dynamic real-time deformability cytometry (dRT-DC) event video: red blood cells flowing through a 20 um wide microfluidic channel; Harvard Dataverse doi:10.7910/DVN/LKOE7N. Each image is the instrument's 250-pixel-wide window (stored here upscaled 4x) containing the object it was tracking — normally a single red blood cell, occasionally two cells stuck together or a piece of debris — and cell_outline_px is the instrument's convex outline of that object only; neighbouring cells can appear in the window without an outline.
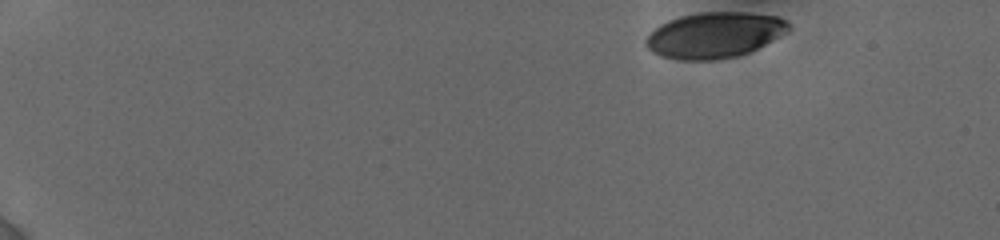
{"species": "human", "species_latin": "Homo sapiens", "temperature_condition": "cold", "stored_images_in_passage": 19, "camera_frame_rate_fps": 3000, "um_per_image_px": 0.085, "donor": {"sex": "female"}, "frame": {"image": 1, "passage_image": 1, "time_ms": 0.0, "image_size_px": [1000, 240], "cell_outline_px": [[792, 28], [788, 32], [740, 56], [712, 60], [680, 60], [660, 56], [652, 52], [644, 44], [644, 40], [660, 24], [668, 20], [680, 16], [700, 12], [748, 12], [780, 16], [788, 20], [792, 24]], "centroid_in_image_um": [60.76, 2.97], "position_along_channel_um": 24.2, "area_um2": 38.38}}
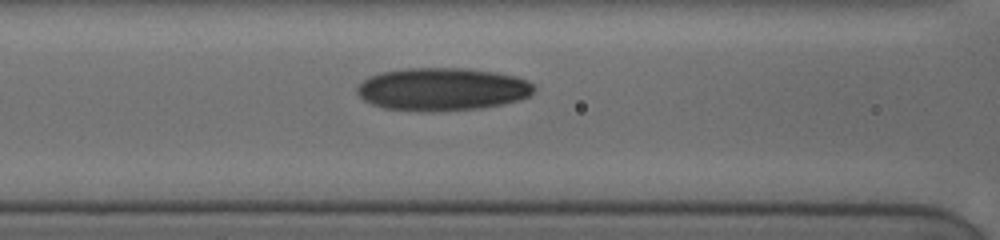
{"frame": {"image": 2, "passage_image": 14, "time_ms": 6.333, "image_size_px": [1000, 240], "cell_outline_px": [[536, 92], [520, 100], [504, 104], [480, 108], [432, 112], [424, 112], [384, 108], [372, 104], [364, 100], [356, 92], [356, 88], [368, 76], [384, 72], [408, 68], [464, 68], [496, 72], [516, 76], [528, 80], [536, 88]], "centroid_in_image_um": [37.63, 7.59], "position_along_channel_um": 129.0, "area_um2": 44.51}}
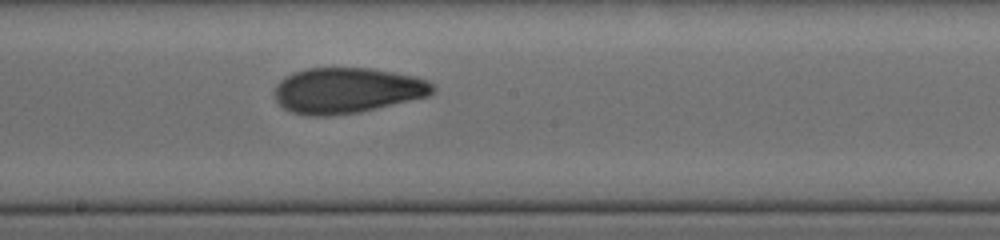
{"frame": {"image": 3, "passage_image": 19, "time_ms": 8.667, "image_size_px": [1000, 240], "cell_outline_px": [[436, 88], [428, 96], [360, 112], [328, 116], [308, 116], [292, 112], [284, 108], [276, 100], [276, 88], [280, 80], [296, 72], [308, 68], [368, 68], [416, 76], [428, 80], [436, 84]], "centroid_in_image_um": [29.55, 7.69], "position_along_channel_um": 218.7, "area_um2": 41.85}}